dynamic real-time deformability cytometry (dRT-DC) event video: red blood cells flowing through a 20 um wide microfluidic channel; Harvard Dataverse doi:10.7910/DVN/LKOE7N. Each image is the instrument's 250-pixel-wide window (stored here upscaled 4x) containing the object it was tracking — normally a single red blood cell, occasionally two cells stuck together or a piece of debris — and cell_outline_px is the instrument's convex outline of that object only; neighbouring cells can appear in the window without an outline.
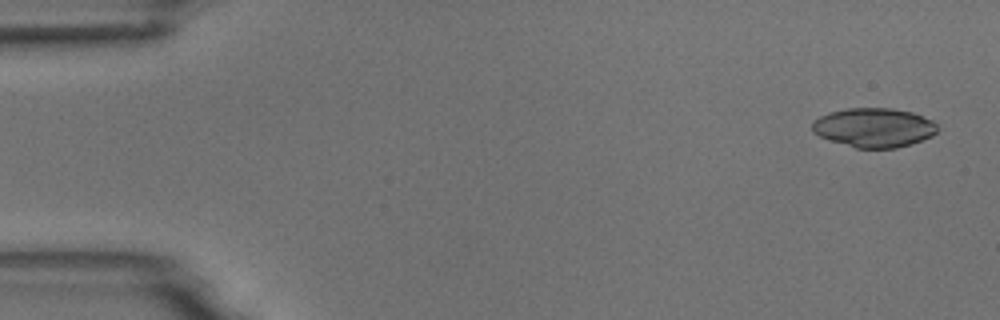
{"species": "common noctule bat (a hibernating species)", "species_latin": "Nyctalus noctula", "temperature_condition": "room temperature", "stored_images_in_passage": 5, "camera_frame_rate_fps": 3000, "um_per_image_px": 0.085, "animal": {"sex": "male", "body_mass_g": 18.8}, "frame": {"image": 1, "passage_image": 1, "time_ms": 0.0, "image_size_px": [1000, 320], "cell_outline_px": [[940, 128], [932, 136], [912, 144], [896, 148], [856, 148], [828, 140], [812, 132], [812, 124], [820, 116], [828, 112], [848, 108], [892, 108], [912, 112], [932, 120]], "centroid_in_image_um": [74.3, 10.85], "position_along_channel_um": 10.7, "area_um2": 28.78}}